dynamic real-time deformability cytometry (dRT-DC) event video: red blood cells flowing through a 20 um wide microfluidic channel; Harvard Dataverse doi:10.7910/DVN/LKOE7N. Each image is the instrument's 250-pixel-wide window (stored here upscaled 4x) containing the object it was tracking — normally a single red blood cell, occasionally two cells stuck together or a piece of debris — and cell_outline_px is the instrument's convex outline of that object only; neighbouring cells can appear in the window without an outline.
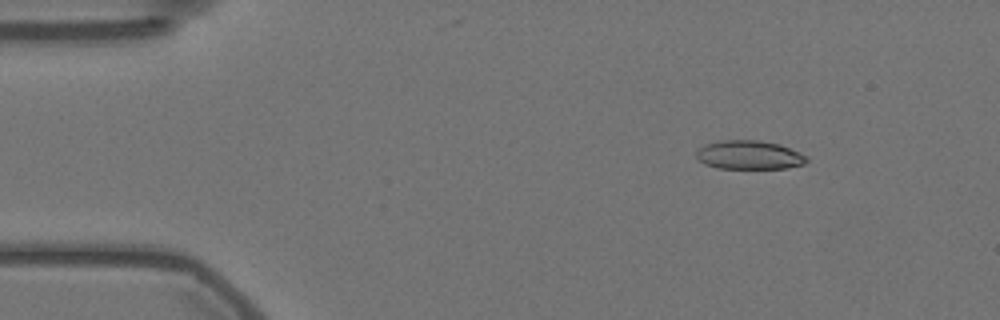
{"species": "Egyptian fruit bat (a non-hibernating species)", "species_latin": "Rousettus aegyptiacus", "temperature_condition": "warm", "stored_images_in_passage": 53, "camera_frame_rate_fps": 3000, "um_per_image_px": 0.085, "animal": {"sex": "female"}, "frame": {"image": 1, "passage_image": 4, "time_ms": 1.0, "image_size_px": [1000, 320], "cell_outline_px": [[808, 160], [804, 164], [784, 168], [716, 168], [704, 164], [696, 156], [696, 152], [704, 144], [720, 140], [756, 140], [780, 144], [800, 152], [808, 156]], "centroid_in_image_um": [63.68, 13.17], "position_along_channel_um": 21.3, "area_um2": 18.55}}
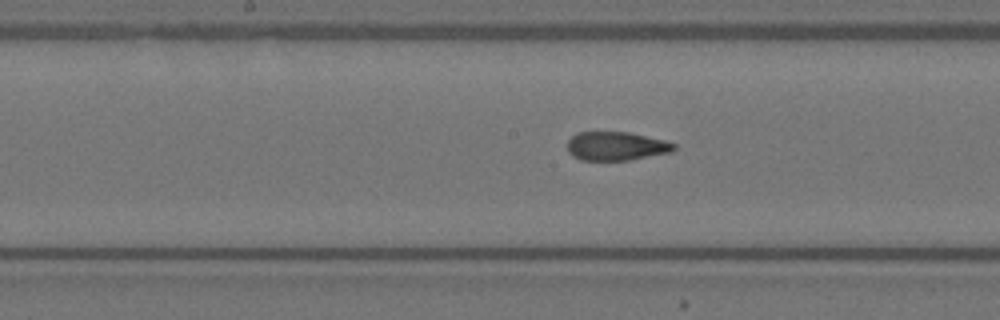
{"frame": {"image": 2, "passage_image": 25, "time_ms": 8.0, "image_size_px": [1000, 320], "cell_outline_px": [[676, 148], [672, 152], [628, 160], [580, 160], [572, 156], [568, 152], [568, 140], [576, 132], [628, 132], [664, 140], [676, 144]], "centroid_in_image_um": [52.36, 12.42], "position_along_channel_um": 195.8, "area_um2": 17.86}}
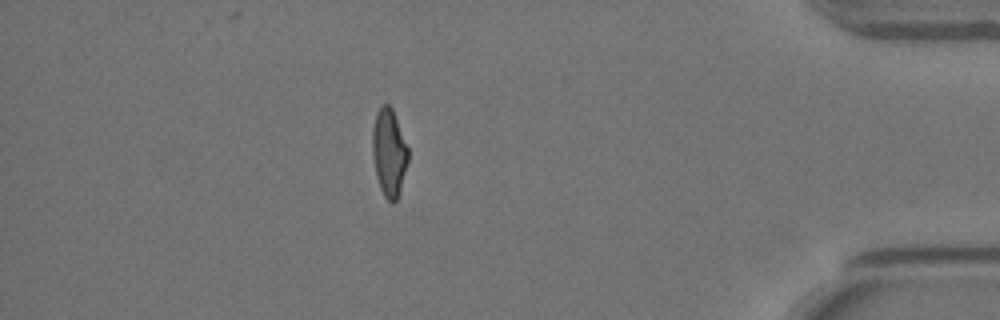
{"frame": {"image": 3, "passage_image": 46, "time_ms": 15.0, "image_size_px": [1000, 320], "cell_outline_px": [[408, 160], [400, 192], [396, 200], [392, 204], [384, 196], [380, 188], [376, 176], [372, 152], [372, 128], [376, 112], [380, 104], [388, 104], [392, 108], [408, 148]], "centroid_in_image_um": [33.05, 12.96], "position_along_channel_um": 402.1, "area_um2": 18.32}, "authors_computed_cell_mechanics": {"area_um2": 18.7272, "velocity_mm_per_s": 3.5842, "shape_relaxation_time_tau1_ms": null, "shape_relaxation_time_tau2_ms": 1.4975, "deformation_change_tau1": null, "deformation_change_tau2": 0.094}}